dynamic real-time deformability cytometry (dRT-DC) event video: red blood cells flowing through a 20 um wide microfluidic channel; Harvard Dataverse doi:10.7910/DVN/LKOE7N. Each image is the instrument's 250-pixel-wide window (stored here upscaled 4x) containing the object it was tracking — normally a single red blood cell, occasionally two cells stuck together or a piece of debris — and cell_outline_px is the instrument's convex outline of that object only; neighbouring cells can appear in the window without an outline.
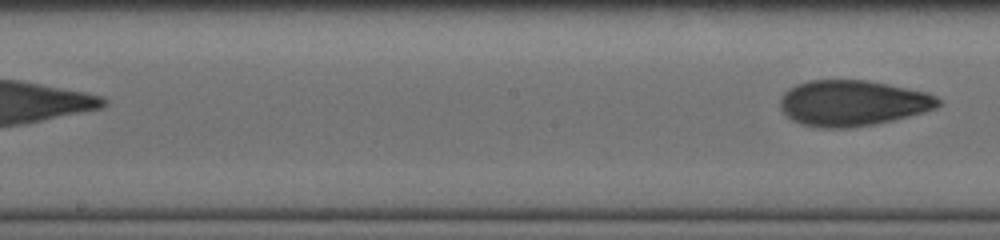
{"species": "human", "species_latin": "Homo sapiens", "temperature_condition": "cold", "stored_images_in_passage": 22, "segment_of_instrument_passage": [2, 2], "camera_frame_rate_fps": 3000, "um_per_image_px": 0.085, "donor": {"sex": "male"}, "frame": {"image": 1, "passage_image": 22, "time_ms": 9.333, "image_size_px": [1000, 240], "cell_outline_px": [[940, 104], [936, 108], [924, 112], [876, 124], [848, 128], [824, 128], [800, 124], [792, 120], [780, 108], [780, 96], [788, 88], [796, 84], [808, 80], [868, 80], [928, 92], [936, 96], [940, 100]], "centroid_in_image_um": [72.45, 8.75], "position_along_channel_um": 175.7, "area_um2": 42.37}}